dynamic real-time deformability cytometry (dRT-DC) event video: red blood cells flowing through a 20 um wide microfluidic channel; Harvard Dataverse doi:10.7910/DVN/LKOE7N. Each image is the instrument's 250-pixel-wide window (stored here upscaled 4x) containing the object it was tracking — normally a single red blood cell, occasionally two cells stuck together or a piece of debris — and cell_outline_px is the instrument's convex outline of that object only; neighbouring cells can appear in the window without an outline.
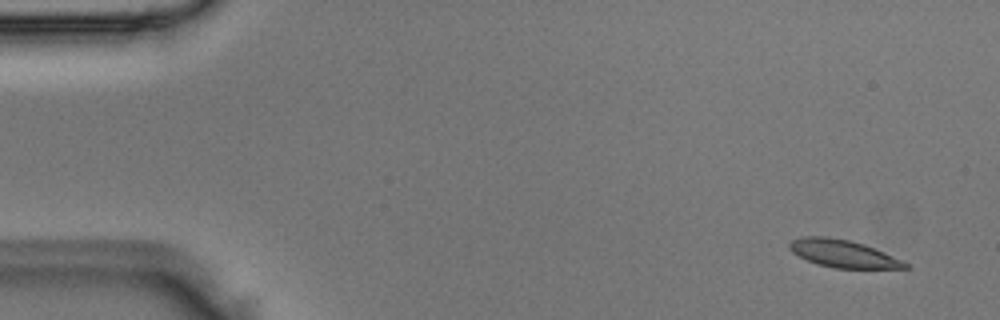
{"species": "Egyptian fruit bat (a non-hibernating species)", "species_latin": "Rousettus aegyptiacus", "temperature_condition": "room temperature", "stored_images_in_passage": 4, "camera_frame_rate_fps": 3000, "um_per_image_px": 0.085, "animal": {"sex": "male"}, "frame": {"image": 1, "passage_image": 1, "time_ms": 0.0, "image_size_px": [1000, 320], "cell_outline_px": [[912, 268], [832, 268], [816, 264], [792, 252], [788, 248], [788, 244], [792, 240], [804, 236], [828, 236], [848, 240], [864, 244], [884, 252], [908, 264]], "centroid_in_image_um": [71.62, 21.55], "position_along_channel_um": 13.4, "area_um2": 18.44}}